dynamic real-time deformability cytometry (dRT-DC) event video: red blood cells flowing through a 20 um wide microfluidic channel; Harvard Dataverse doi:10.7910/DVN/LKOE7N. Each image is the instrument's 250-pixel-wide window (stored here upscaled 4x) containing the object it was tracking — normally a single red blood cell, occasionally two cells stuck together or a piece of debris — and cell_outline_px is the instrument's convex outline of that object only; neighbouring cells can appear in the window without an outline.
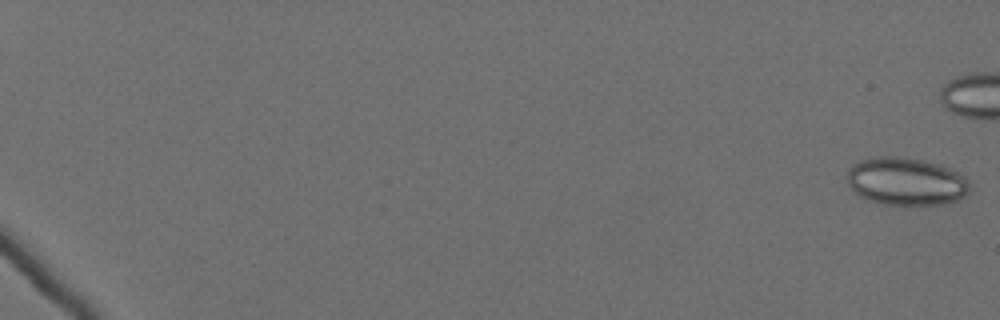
{"species": "Egyptian fruit bat (a non-hibernating species)", "species_latin": "Rousettus aegyptiacus", "temperature_condition": "cold", "stored_images_in_passage": 32, "camera_frame_rate_fps": 3000, "um_per_image_px": 0.085, "animal": {"sex": "female"}, "frame": {"image": 1, "passage_image": 1, "time_ms": 0.0, "image_size_px": [1000, 320], "cell_outline_px": [[968, 192], [964, 196], [956, 200], [944, 204], [880, 204], [868, 200], [860, 196], [848, 184], [848, 172], [852, 164], [860, 160], [880, 156], [896, 156], [924, 160], [960, 172], [968, 180]], "centroid_in_image_um": [77.01, 15.41], "position_along_channel_um": 8.0, "area_um2": 33.93}}
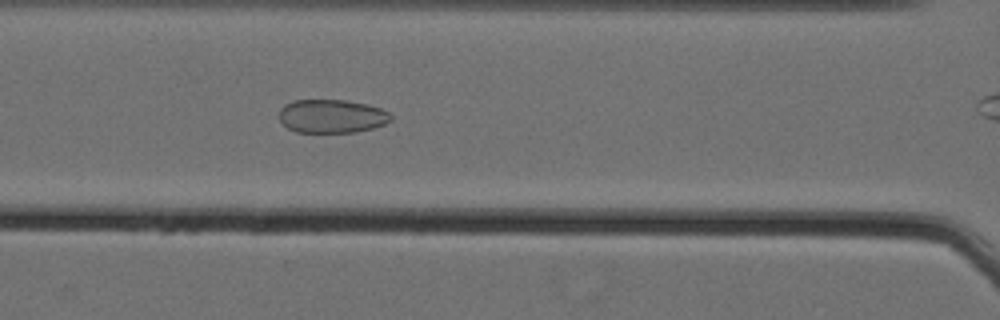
{"frame": {"image": 2, "passage_image": 31, "time_ms": 10.0, "image_size_px": [1000, 320], "cell_outline_px": [[392, 120], [384, 124], [372, 128], [356, 132], [296, 132], [288, 128], [280, 120], [280, 108], [284, 104], [296, 100], [348, 100], [368, 104], [380, 108], [388, 112], [392, 116]], "centroid_in_image_um": [28.21, 9.87], "position_along_channel_um": 138.4, "area_um2": 21.85}}